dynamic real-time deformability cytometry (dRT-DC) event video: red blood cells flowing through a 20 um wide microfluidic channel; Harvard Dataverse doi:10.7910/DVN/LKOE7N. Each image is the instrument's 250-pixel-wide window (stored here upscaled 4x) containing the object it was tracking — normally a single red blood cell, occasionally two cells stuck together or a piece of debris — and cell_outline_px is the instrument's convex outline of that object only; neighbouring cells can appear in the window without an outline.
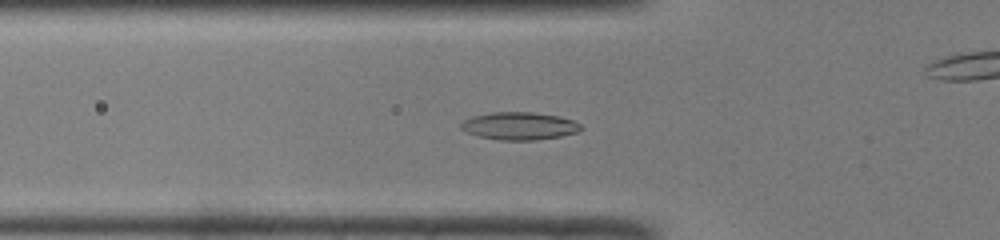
{"species": "common noctule bat (a hibernating species)", "species_latin": "Nyctalus noctula", "temperature_condition": "room temperature", "stored_images_in_passage": 51, "camera_frame_rate_fps": 3000, "um_per_image_px": 0.085, "animal": {"sex": "male", "body_mass_g": 19.0, "forearm_length_mm": 50.8}, "frame": {"image": 1, "passage_image": 18, "time_ms": 5.667, "image_size_px": [1000, 240], "cell_outline_px": [[584, 128], [576, 132], [560, 136], [536, 140], [500, 140], [480, 136], [468, 132], [460, 128], [460, 124], [464, 120], [472, 116], [492, 112], [532, 112], [560, 116], [572, 120], [580, 124]], "centroid_in_image_um": [44.15, 10.7], "position_along_channel_um": 81.6, "area_um2": 19.25}}
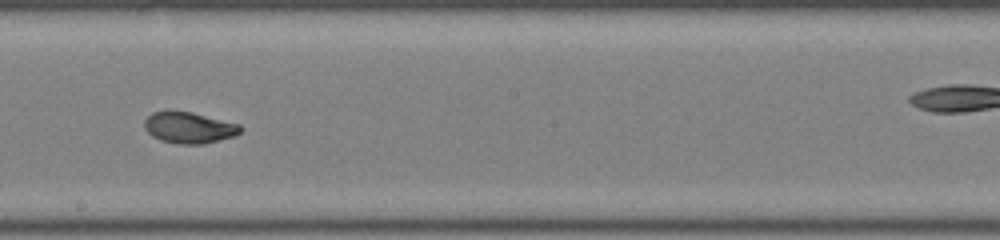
{"frame": {"image": 2, "passage_image": 29, "time_ms": 9.333, "image_size_px": [1000, 240], "cell_outline_px": [[244, 128], [236, 136], [204, 144], [176, 144], [160, 140], [152, 136], [144, 128], [144, 120], [152, 112], [168, 108], [192, 112], [240, 124]], "centroid_in_image_um": [16.05, 10.82], "position_along_channel_um": 232.1, "area_um2": 18.09}}
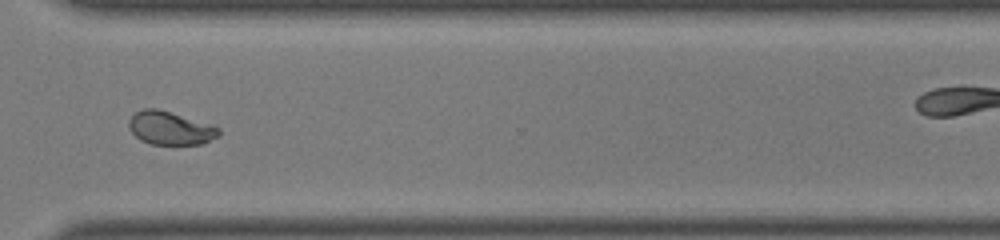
{"frame": {"image": 3, "passage_image": 38, "time_ms": 12.333, "image_size_px": [1000, 240], "cell_outline_px": [[220, 136], [200, 144], [152, 144], [140, 140], [128, 128], [128, 120], [136, 112], [144, 108], [156, 108], [212, 124], [220, 128]], "centroid_in_image_um": [14.48, 10.89], "position_along_channel_um": 356.1, "area_um2": 17.46}, "authors_computed_cell_mechanics": {"area_um2": 17.9758, "velocity_mm_per_s": 4.1069, "shape_relaxation_time_tau1_ms": 6.8189, "shape_relaxation_time_tau2_ms": 0.691, "deformation_change_tau1": 0.1997, "deformation_change_tau2": 0.0461}}